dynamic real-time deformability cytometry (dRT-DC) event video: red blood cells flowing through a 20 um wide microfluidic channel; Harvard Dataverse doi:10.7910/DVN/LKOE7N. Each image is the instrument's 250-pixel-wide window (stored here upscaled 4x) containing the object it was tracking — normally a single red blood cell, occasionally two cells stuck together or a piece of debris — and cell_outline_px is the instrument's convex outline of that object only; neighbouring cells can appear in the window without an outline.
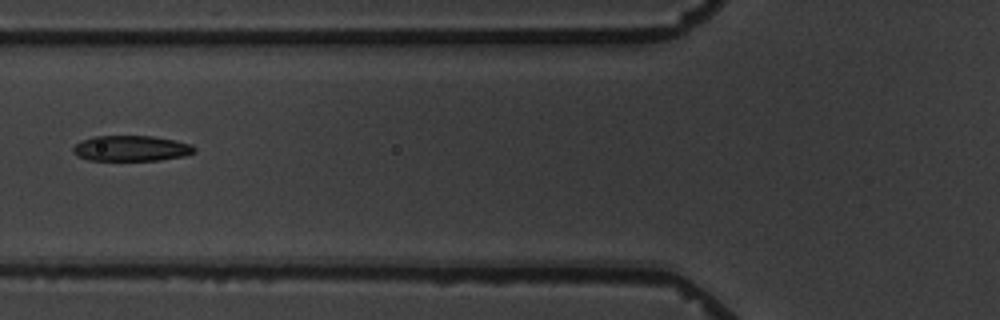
{"species": "common noctule bat (a hibernating species)", "species_latin": "Nyctalus noctula", "temperature_condition": "warm", "stored_images_in_passage": 15, "camera_frame_rate_fps": 3000, "um_per_image_px": 0.085, "animal": {"sex": "male", "body_mass_g": 19.5, "forearm_length_mm": 54.6}, "frame": {"image": 1, "passage_image": 6, "time_ms": 6.667, "image_size_px": [1000, 320], "cell_outline_px": [[196, 152], [184, 156], [160, 160], [88, 160], [76, 156], [72, 152], [72, 148], [76, 144], [92, 136], [152, 136], [176, 140], [192, 144], [196, 148]], "centroid_in_image_um": [11.17, 12.61], "position_along_channel_um": 114.6, "area_um2": 18.21}}
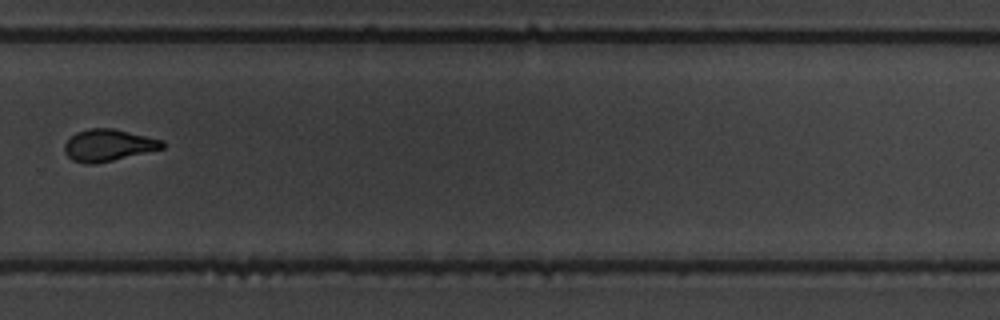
{"frame": {"image": 2, "passage_image": 11, "time_ms": 12.667, "image_size_px": [1000, 320], "cell_outline_px": [[164, 148], [96, 164], [84, 164], [72, 160], [64, 152], [64, 144], [76, 132], [88, 128], [112, 128], [164, 140]], "centroid_in_image_um": [9.19, 12.35], "position_along_channel_um": 320.6, "area_um2": 18.15}}
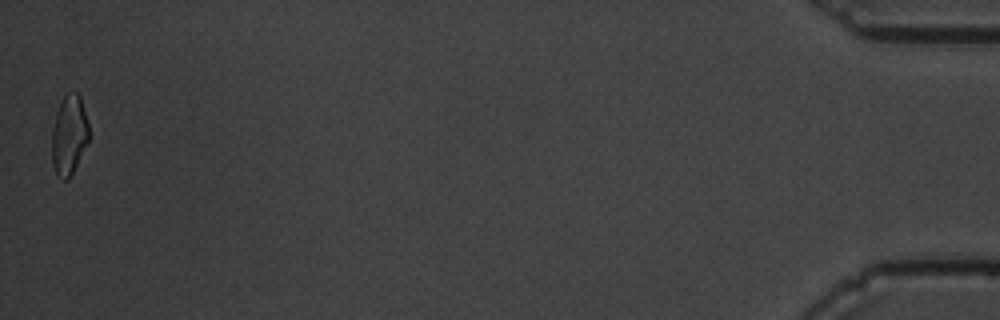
{"frame": {"image": 3, "passage_image": 15, "time_ms": 18.667, "image_size_px": [1000, 320], "cell_outline_px": [[88, 140], [68, 180], [60, 180], [52, 164], [52, 128], [56, 112], [64, 96], [68, 92], [76, 92], [80, 96], [88, 124]], "centroid_in_image_um": [5.84, 11.47], "position_along_channel_um": 429.4, "area_um2": 16.88}, "authors_computed_cell_mechanics": {"area_um2": 18.1492, "velocity_mm_per_s": 3.4457, "shape_relaxation_time_tau1_ms": 3.6398, "shape_relaxation_time_tau2_ms": 1.2974, "deformation_change_tau1": 0.1487, "deformation_change_tau2": 0.0618}}